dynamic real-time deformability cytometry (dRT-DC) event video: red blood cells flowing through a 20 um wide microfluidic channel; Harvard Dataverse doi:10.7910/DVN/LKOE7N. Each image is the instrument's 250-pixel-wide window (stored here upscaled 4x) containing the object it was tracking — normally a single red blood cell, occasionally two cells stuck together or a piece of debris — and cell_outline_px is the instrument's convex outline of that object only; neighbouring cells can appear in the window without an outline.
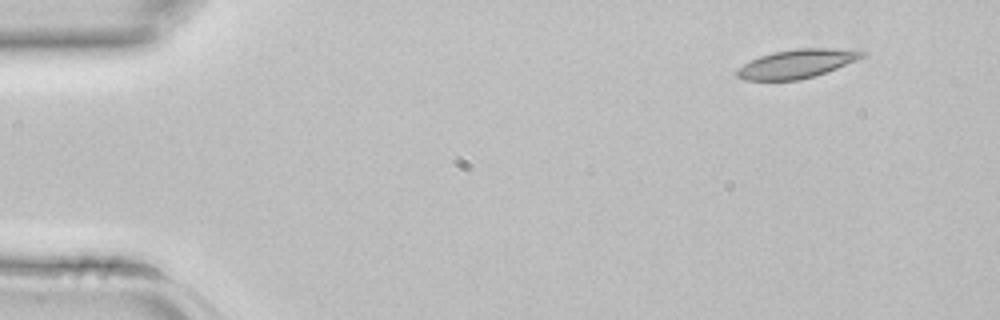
{"species": "common noctule bat (a hibernating species)", "species_latin": "Nyctalus noctula", "temperature_condition": "room temperature", "stored_images_in_passage": 3, "camera_frame_rate_fps": 3000, "um_per_image_px": 0.085, "animal": {"sex": "female", "body_mass_g": 22.7, "forearm_length_mm": 54.2}, "frame": {"image": 1, "passage_image": 1, "time_ms": 0.0, "image_size_px": [1000, 320], "cell_outline_px": [[868, 52], [864, 56], [856, 60], [816, 76], [800, 80], [744, 80], [736, 76], [736, 68], [760, 56], [772, 52], [796, 48], [836, 48]], "centroid_in_image_um": [67.71, 5.42], "position_along_channel_um": 17.3, "area_um2": 20.92}}